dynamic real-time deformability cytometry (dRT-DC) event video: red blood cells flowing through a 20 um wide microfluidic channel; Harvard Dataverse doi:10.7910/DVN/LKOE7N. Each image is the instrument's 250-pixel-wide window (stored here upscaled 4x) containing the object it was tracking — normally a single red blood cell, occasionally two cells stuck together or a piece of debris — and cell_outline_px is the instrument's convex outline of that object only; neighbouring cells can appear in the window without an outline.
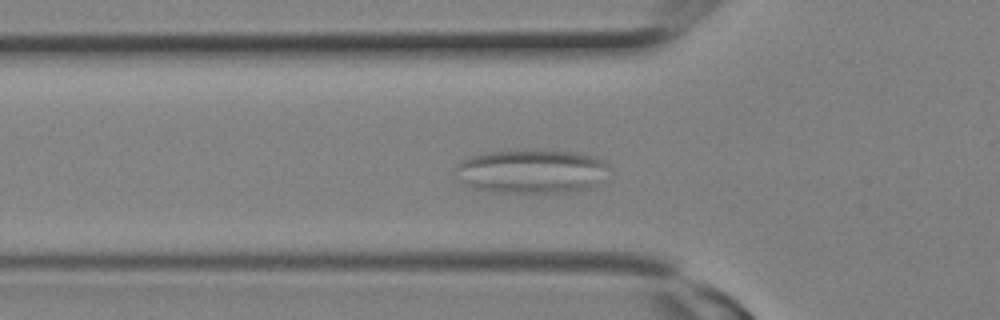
{"species": "Egyptian fruit bat (a non-hibernating species)", "species_latin": "Rousettus aegyptiacus", "temperature_condition": "room temperature", "stored_images_in_passage": 20, "segment_of_instrument_passage": [2, 2], "camera_frame_rate_fps": 3000, "um_per_image_px": 0.085, "animal": {"sex": "female"}, "frame": {"image": 1, "passage_image": 9, "time_ms": 2.667, "image_size_px": [1000, 320], "cell_outline_px": [[608, 168], [596, 184], [592, 188], [568, 192], [492, 192], [472, 188], [464, 184], [460, 180], [456, 168], [460, 160], [484, 152], [516, 148], [544, 148], [576, 152], [592, 156], [604, 160], [608, 164]], "centroid_in_image_um": [45.15, 14.52], "position_along_channel_um": 80.6, "area_um2": 40.23}}
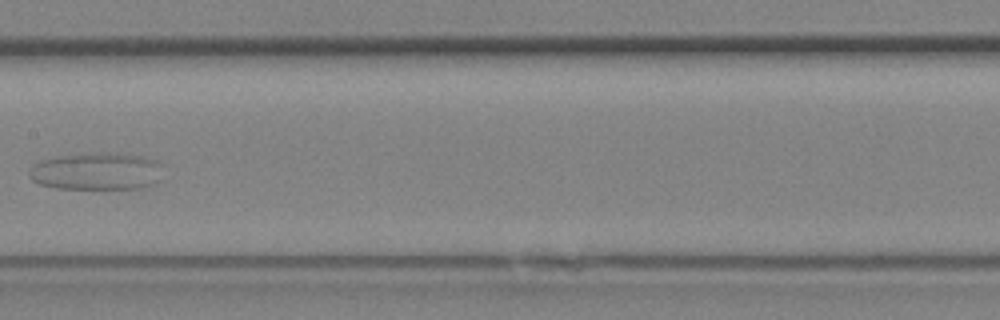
{"frame": {"image": 2, "passage_image": 14, "time_ms": 4.333, "image_size_px": [1000, 320], "cell_outline_px": [[164, 164], [156, 184], [140, 188], [56, 188], [40, 184], [32, 180], [28, 176], [28, 172], [32, 164], [44, 160], [60, 156], [96, 152], [112, 152], [144, 156], [160, 160]], "centroid_in_image_um": [8.26, 14.54], "position_along_channel_um": 199.1, "area_um2": 29.48}}
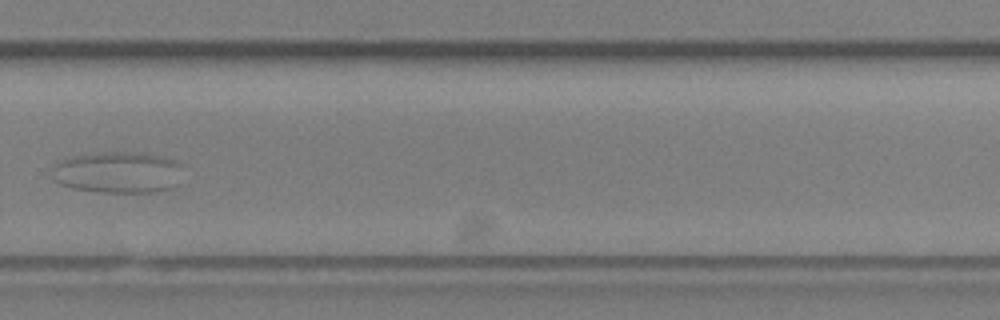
{"frame": {"image": 3, "passage_image": 19, "time_ms": 6.0, "image_size_px": [1000, 320], "cell_outline_px": [[188, 164], [168, 188], [152, 192], [100, 192], [72, 188], [60, 184], [56, 180], [52, 168], [52, 164], [60, 160], [72, 156], [96, 152], [144, 152], [176, 160]], "centroid_in_image_um": [10.01, 14.61], "position_along_channel_um": 319.8, "area_um2": 31.79}}